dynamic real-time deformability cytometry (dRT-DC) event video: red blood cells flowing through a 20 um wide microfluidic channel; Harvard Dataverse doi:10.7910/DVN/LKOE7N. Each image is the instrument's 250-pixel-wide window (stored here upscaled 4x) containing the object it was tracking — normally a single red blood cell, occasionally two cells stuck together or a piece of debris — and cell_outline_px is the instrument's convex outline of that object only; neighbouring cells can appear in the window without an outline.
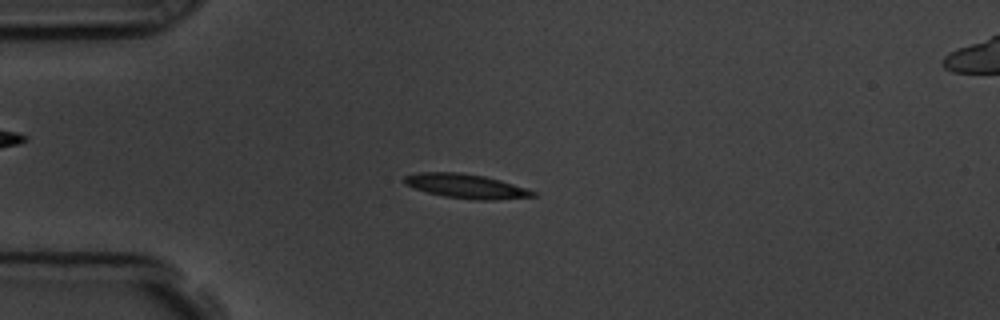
{"species": "common noctule bat (a hibernating species)", "species_latin": "Nyctalus noctula", "temperature_condition": "room temperature", "stored_images_in_passage": 57, "camera_frame_rate_fps": 3000, "um_per_image_px": 0.085, "animal": {"sex": "male", "body_mass_g": 19.5, "forearm_length_mm": 54.6}, "frame": {"image": 1, "passage_image": 14, "time_ms": 4.333, "image_size_px": [1000, 320], "cell_outline_px": [[536, 196], [492, 200], [476, 200], [444, 196], [428, 192], [404, 184], [404, 176], [420, 172], [460, 172], [484, 176], [500, 180], [536, 192]], "centroid_in_image_um": [39.6, 15.82], "position_along_channel_um": 45.4, "area_um2": 17.92}}
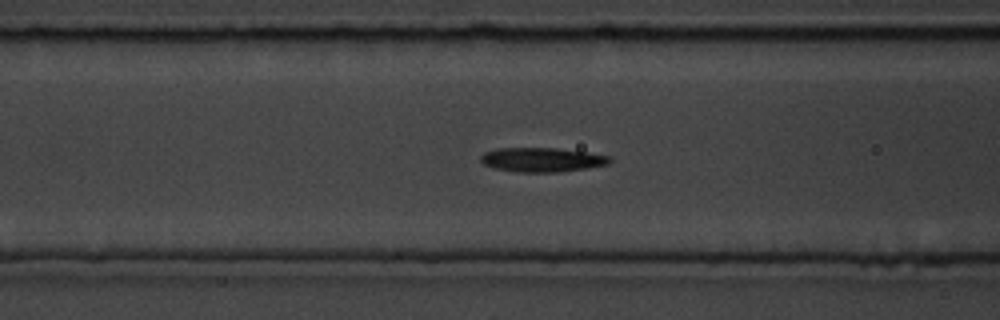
{"frame": {"image": 2, "passage_image": 22, "time_ms": 7.0, "image_size_px": [1000, 320], "cell_outline_px": [[612, 160], [608, 164], [588, 168], [556, 172], [516, 172], [496, 168], [484, 164], [480, 160], [480, 156], [484, 152], [496, 148], [556, 148], [612, 156]], "centroid_in_image_um": [46.06, 13.57], "position_along_channel_um": 120.5, "area_um2": 18.21}}
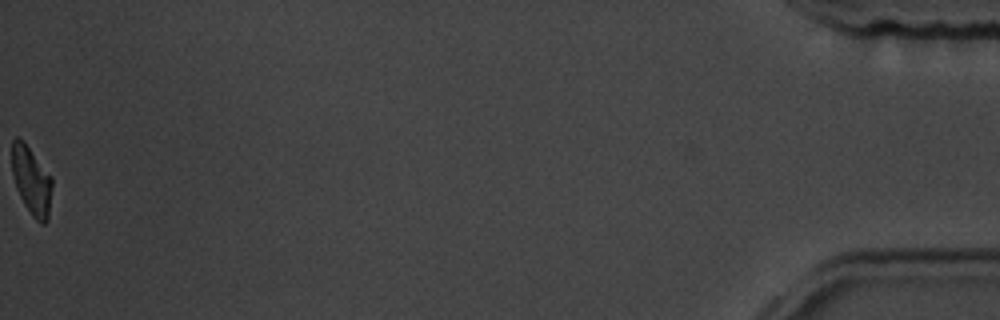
{"frame": {"image": 3, "passage_image": 57, "time_ms": 18.667, "image_size_px": [1000, 320], "cell_outline_px": [[52, 188], [48, 220], [44, 224], [40, 224], [32, 216], [24, 204], [16, 188], [12, 172], [12, 140], [16, 136], [24, 140], [52, 176]], "centroid_in_image_um": [2.68, 15.34], "position_along_channel_um": 432.5, "area_um2": 16.24}, "authors_computed_cell_mechanics": {"area_um2": 17.5712, "velocity_mm_per_s": 3.5511, "shape_relaxation_time_tau1_ms": 4.2236, "shape_relaxation_time_tau2_ms": 7.2689, "deformation_change_tau1": 0.176, "deformation_change_tau2": 0.1589}}